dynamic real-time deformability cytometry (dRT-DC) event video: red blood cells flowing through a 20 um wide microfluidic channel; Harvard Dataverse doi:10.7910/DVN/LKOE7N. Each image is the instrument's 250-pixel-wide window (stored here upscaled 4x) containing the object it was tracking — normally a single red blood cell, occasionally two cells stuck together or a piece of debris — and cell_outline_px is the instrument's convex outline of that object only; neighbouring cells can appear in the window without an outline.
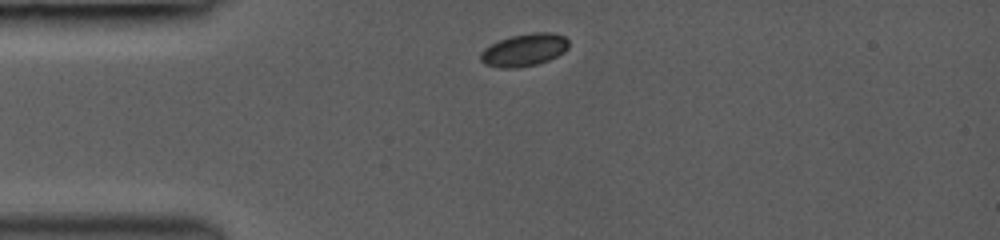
{"species": "common noctule bat (a hibernating species)", "species_latin": "Nyctalus noctula", "temperature_condition": "room temperature", "stored_images_in_passage": 2, "camera_frame_rate_fps": 3000, "um_per_image_px": 0.085, "animal": {"sex": "female", "body_mass_g": 19.0, "forearm_length_mm": 53.3}, "frame": {"image": 1, "passage_image": 1, "time_ms": 0.0, "image_size_px": [1000, 240], "cell_outline_px": [[568, 48], [564, 52], [548, 60], [536, 64], [516, 68], [500, 68], [484, 64], [480, 60], [480, 52], [484, 48], [508, 36], [532, 32], [552, 32], [564, 36], [568, 40]], "centroid_in_image_um": [44.54, 4.24], "position_along_channel_um": 40.5, "area_um2": 16.82}}